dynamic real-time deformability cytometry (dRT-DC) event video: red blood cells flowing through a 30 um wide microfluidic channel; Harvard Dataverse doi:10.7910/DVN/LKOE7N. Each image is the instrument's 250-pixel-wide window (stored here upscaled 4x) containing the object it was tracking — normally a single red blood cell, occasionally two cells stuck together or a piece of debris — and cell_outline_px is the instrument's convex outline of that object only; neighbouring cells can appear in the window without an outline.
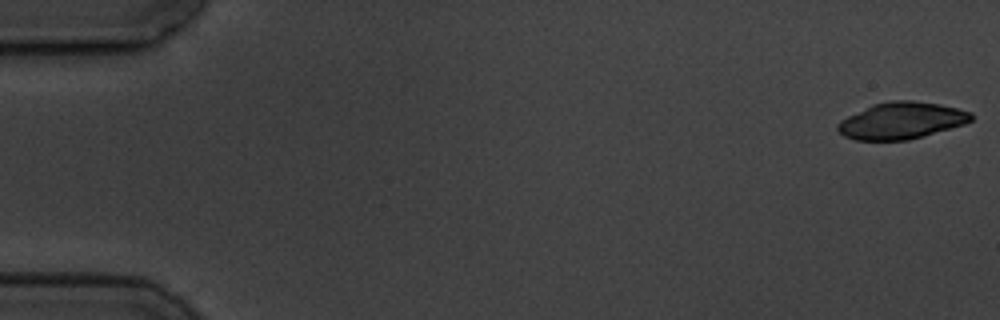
{"species": "common noctule bat (a hibernating species)", "species_latin": "Nyctalus noctula", "temperature_condition": "cold", "stored_images_in_passage": 5, "camera_frame_rate_fps": 3000, "um_per_image_px": 0.085, "animal": {"sex": "male", "body_mass_g": 19.5, "forearm_length_mm": 54.6}, "frame": {"image": 1, "passage_image": 1, "time_ms": 0.0, "image_size_px": [1000, 320], "cell_outline_px": [[972, 120], [964, 124], [924, 136], [908, 140], [856, 140], [844, 136], [836, 128], [836, 124], [840, 120], [872, 104], [888, 100], [912, 100], [940, 104], [972, 112]], "centroid_in_image_um": [76.61, 10.24], "position_along_channel_um": 8.4, "area_um2": 28.61}}